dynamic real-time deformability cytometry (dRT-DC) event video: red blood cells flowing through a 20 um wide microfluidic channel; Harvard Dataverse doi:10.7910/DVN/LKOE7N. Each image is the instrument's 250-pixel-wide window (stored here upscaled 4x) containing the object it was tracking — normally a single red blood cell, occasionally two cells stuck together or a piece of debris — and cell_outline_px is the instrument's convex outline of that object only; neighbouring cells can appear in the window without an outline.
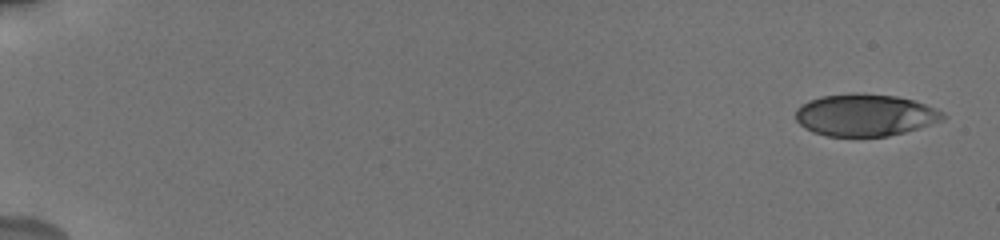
{"species": "human", "species_latin": "Homo sapiens", "temperature_condition": "cold", "stored_images_in_passage": 62, "camera_frame_rate_fps": 3000, "um_per_image_px": 0.085, "donor": {"sex": "male"}, "frame": {"image": 1, "passage_image": 1, "time_ms": 0.0, "image_size_px": [1000, 240], "cell_outline_px": [[948, 116], [944, 120], [904, 132], [888, 136], [828, 136], [812, 132], [804, 128], [796, 120], [796, 108], [800, 104], [808, 100], [820, 96], [852, 92], [856, 92], [896, 96], [916, 100], [936, 108], [944, 112]], "centroid_in_image_um": [73.53, 9.76], "position_along_channel_um": 11.5, "area_um2": 36.59}}
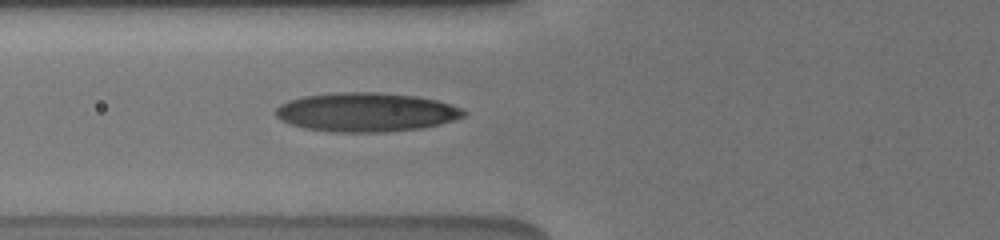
{"frame": {"image": 2, "passage_image": 21, "time_ms": 7.0, "image_size_px": [1000, 240], "cell_outline_px": [[468, 112], [464, 116], [440, 124], [424, 128], [384, 132], [332, 132], [304, 128], [280, 120], [276, 116], [276, 108], [280, 104], [288, 100], [304, 96], [332, 92], [376, 92], [416, 96], [436, 100], [464, 108]], "centroid_in_image_um": [31.13, 9.53], "position_along_channel_um": 94.7, "area_um2": 42.95}}
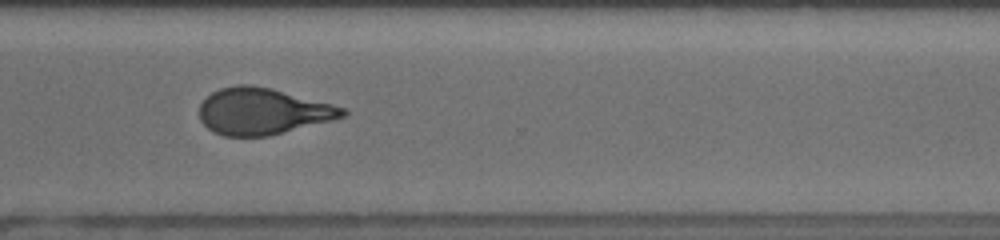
{"frame": {"image": 3, "passage_image": 52, "time_ms": 13.667, "image_size_px": [1000, 240], "cell_outline_px": [[348, 112], [344, 116], [332, 120], [268, 136], [224, 136], [212, 132], [200, 120], [200, 104], [212, 92], [220, 88], [236, 84], [248, 84], [272, 88], [348, 108]], "centroid_in_image_um": [22.33, 9.45], "position_along_channel_um": 348.3, "area_um2": 38.84}, "authors_computed_cell_mechanics": {"area_um2": 39.2462, "velocity_mm_per_s": 3.8071, "shape_relaxation_time_tau1_ms": 5.6163, "shape_relaxation_time_tau2_ms": 1.9377, "deformation_change_tau1": 0.1811, "deformation_change_tau2": 0.1085}}